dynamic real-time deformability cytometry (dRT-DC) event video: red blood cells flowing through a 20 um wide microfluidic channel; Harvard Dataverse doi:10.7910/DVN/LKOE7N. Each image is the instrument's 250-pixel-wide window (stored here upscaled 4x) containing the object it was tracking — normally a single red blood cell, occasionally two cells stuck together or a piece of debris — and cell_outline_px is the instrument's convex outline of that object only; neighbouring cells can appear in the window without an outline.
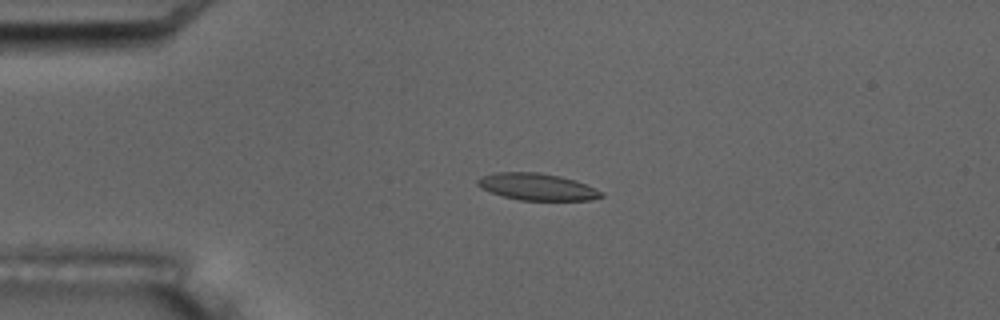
{"species": "common noctule bat (a hibernating species)", "species_latin": "Nyctalus noctula", "temperature_condition": "room temperature", "stored_images_in_passage": 6, "camera_frame_rate_fps": 3000, "um_per_image_px": 0.085, "animal": {"sex": "male", "body_mass_g": 17.5, "forearm_length_mm": 52.3}, "frame": {"image": 1, "passage_image": 4, "time_ms": 3.667, "image_size_px": [1000, 320], "cell_outline_px": [[604, 196], [588, 200], [520, 200], [504, 196], [480, 188], [476, 184], [476, 180], [480, 176], [496, 172], [540, 172], [560, 176], [576, 180], [604, 192]], "centroid_in_image_um": [45.64, 15.86], "position_along_channel_um": 39.4, "area_um2": 19.42}}